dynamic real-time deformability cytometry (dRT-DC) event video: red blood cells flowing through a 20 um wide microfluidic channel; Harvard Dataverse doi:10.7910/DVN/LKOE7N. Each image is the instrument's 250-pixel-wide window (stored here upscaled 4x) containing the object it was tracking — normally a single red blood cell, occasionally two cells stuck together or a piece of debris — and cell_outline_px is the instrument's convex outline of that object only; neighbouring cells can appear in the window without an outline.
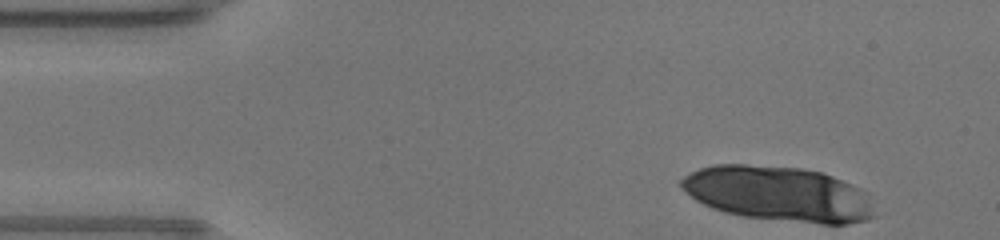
{"species": "human", "species_latin": "Homo sapiens", "temperature_condition": "warm", "stored_images_in_passage": 31, "segment_of_instrument_passage": [1, 2], "camera_frame_rate_fps": 3000, "um_per_image_px": 0.085, "donor": {"sex": "male"}, "frame": {"image": 1, "passage_image": 1, "time_ms": 0.0, "image_size_px": [1000, 240], "cell_outline_px": [[860, 220], [844, 224], [828, 224], [752, 216], [732, 212], [716, 208], [692, 196], [680, 184], [692, 172], [704, 168], [724, 164], [736, 164], [792, 168], [820, 172], [836, 180], [840, 184], [860, 216]], "centroid_in_image_um": [65.69, 16.42], "position_along_channel_um": 19.3, "area_um2": 54.62}}